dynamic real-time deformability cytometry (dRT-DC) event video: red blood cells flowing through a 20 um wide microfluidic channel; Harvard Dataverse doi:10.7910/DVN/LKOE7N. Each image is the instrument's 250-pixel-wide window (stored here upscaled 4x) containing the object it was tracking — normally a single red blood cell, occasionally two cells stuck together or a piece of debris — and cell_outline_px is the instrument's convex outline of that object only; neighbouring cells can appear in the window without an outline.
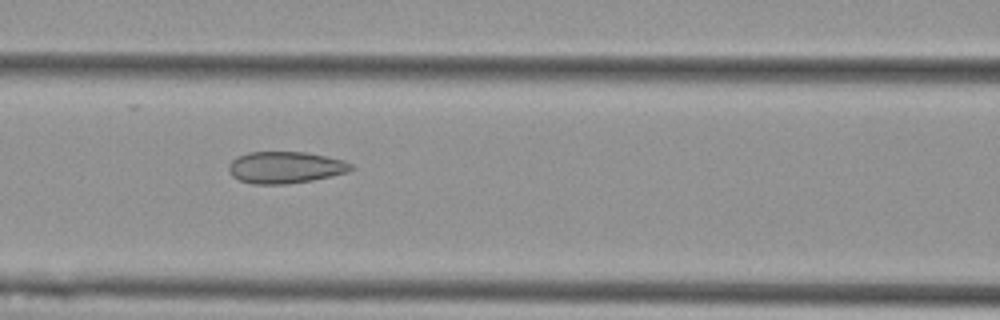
{"species": "Egyptian fruit bat (a non-hibernating species)", "species_latin": "Rousettus aegyptiacus", "temperature_condition": "cold", "stored_images_in_passage": 4, "camera_frame_rate_fps": 3000, "um_per_image_px": 0.085, "animal": {"sex": "female"}, "frame": {"image": 1, "passage_image": 3, "time_ms": 0.667, "image_size_px": [1000, 320], "cell_outline_px": [[356, 168], [348, 172], [332, 176], [312, 180], [288, 184], [252, 184], [240, 180], [232, 176], [228, 172], [228, 164], [236, 156], [248, 152], [304, 152], [344, 160], [352, 164]], "centroid_in_image_um": [24.24, 14.23], "position_along_channel_um": 142.4, "area_um2": 22.83}}
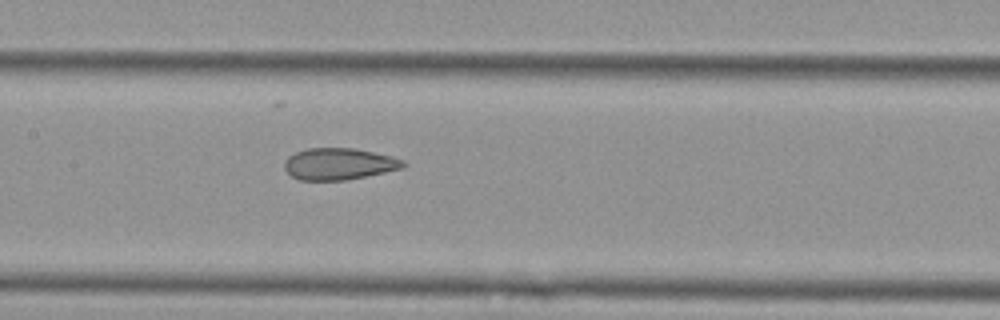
{"frame": {"image": 2, "passage_image": 4, "time_ms": 1.0, "image_size_px": [1000, 320], "cell_outline_px": [[408, 164], [404, 168], [344, 180], [300, 180], [292, 176], [284, 168], [284, 160], [288, 156], [296, 152], [308, 148], [356, 148], [392, 156], [404, 160]], "centroid_in_image_um": [28.83, 13.92], "position_along_channel_um": 178.6, "area_um2": 21.96}}